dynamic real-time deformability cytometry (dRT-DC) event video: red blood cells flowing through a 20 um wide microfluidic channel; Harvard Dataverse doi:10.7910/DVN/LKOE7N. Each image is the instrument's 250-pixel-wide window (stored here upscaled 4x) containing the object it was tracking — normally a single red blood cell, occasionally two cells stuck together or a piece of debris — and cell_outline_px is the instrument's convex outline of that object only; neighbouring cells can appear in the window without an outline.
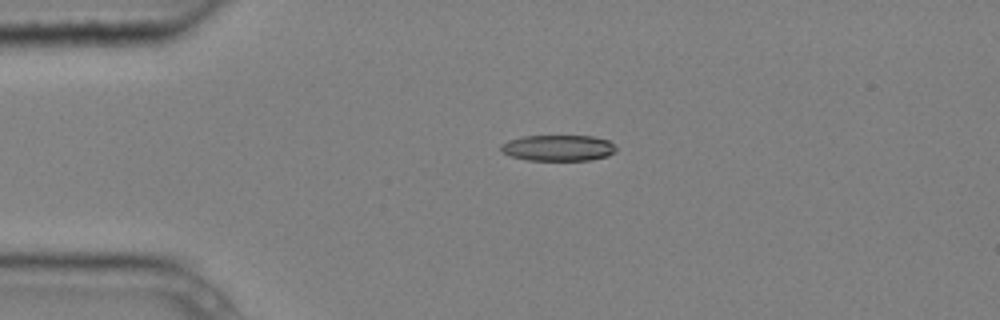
{"species": "common noctule bat (a hibernating species)", "species_latin": "Nyctalus noctula", "temperature_condition": "cold", "stored_images_in_passage": 5, "camera_frame_rate_fps": 3000, "um_per_image_px": 0.085, "animal": {"sex": "male", "body_mass_g": 20.4}, "frame": {"image": 1, "passage_image": 4, "time_ms": 1.0, "image_size_px": [1000, 320], "cell_outline_px": [[616, 152], [608, 156], [592, 160], [528, 160], [512, 156], [500, 152], [500, 144], [508, 140], [524, 136], [592, 136], [608, 140], [616, 148]], "centroid_in_image_um": [47.44, 12.57], "position_along_channel_um": 37.6, "area_um2": 17.51}}